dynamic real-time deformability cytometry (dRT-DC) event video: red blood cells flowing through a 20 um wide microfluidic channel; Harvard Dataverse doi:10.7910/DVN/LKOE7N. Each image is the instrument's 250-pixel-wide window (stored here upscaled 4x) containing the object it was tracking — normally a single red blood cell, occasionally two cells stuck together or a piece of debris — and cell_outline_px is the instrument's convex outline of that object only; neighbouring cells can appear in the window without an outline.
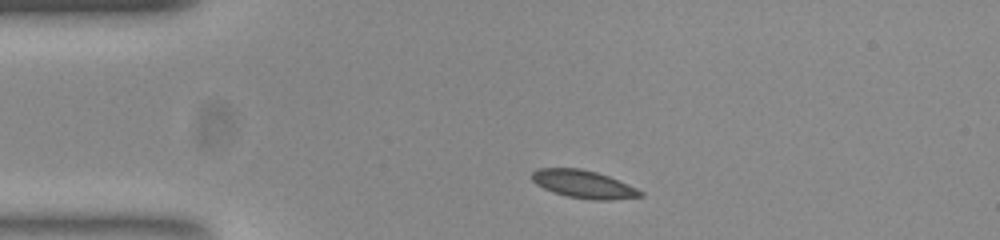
{"species": "common noctule bat (a hibernating species)", "species_latin": "Nyctalus noctula", "temperature_condition": "room temperature", "stored_images_in_passage": 45, "segment_of_instrument_passage": [1, 2], "camera_frame_rate_fps": 3000, "um_per_image_px": 0.085, "animal": {"sex": "female", "body_mass_g": 23.0, "forearm_length_mm": 53.4}, "frame": {"image": 1, "passage_image": 1, "time_ms": 0.0, "image_size_px": [1000, 240], "cell_outline_px": [[644, 196], [568, 196], [544, 188], [536, 184], [532, 180], [532, 172], [536, 168], [580, 168], [596, 172], [608, 176], [636, 188], [644, 192]], "centroid_in_image_um": [49.46, 15.55], "position_along_channel_um": 35.5, "area_um2": 16.07}}
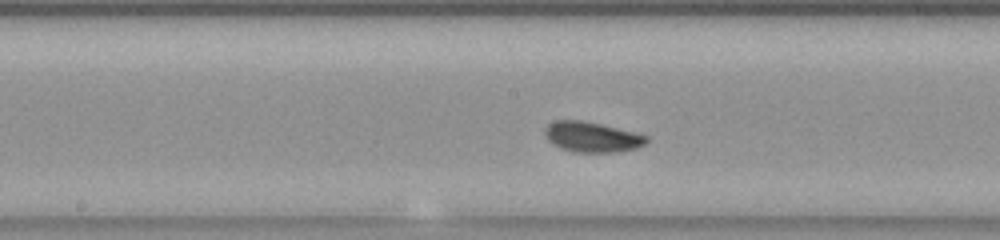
{"frame": {"image": 2, "passage_image": 17, "time_ms": 5.333, "image_size_px": [1000, 240], "cell_outline_px": [[648, 140], [644, 144], [636, 148], [612, 152], [576, 152], [564, 148], [548, 140], [544, 132], [544, 128], [548, 124], [556, 120], [580, 120], [600, 124], [648, 136]], "centroid_in_image_um": [50.3, 11.63], "position_along_channel_um": 197.9, "area_um2": 17.46}}
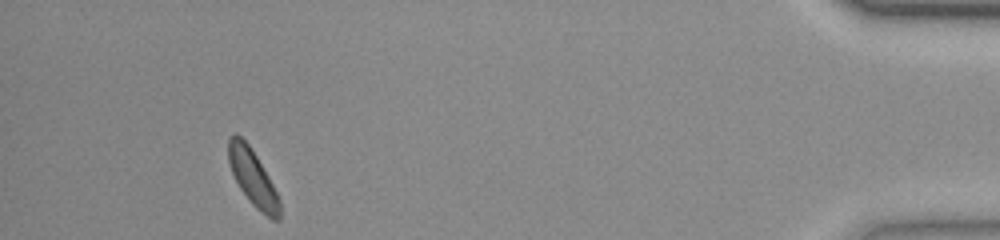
{"frame": {"image": 3, "passage_image": 40, "time_ms": 13.0, "image_size_px": [1000, 240], "cell_outline_px": [[280, 220], [272, 220], [256, 208], [252, 204], [240, 188], [232, 172], [228, 160], [228, 136], [236, 132], [248, 144], [256, 156], [268, 176], [280, 200]], "centroid_in_image_um": [21.48, 15.09], "position_along_channel_um": 413.7, "area_um2": 16.53}}